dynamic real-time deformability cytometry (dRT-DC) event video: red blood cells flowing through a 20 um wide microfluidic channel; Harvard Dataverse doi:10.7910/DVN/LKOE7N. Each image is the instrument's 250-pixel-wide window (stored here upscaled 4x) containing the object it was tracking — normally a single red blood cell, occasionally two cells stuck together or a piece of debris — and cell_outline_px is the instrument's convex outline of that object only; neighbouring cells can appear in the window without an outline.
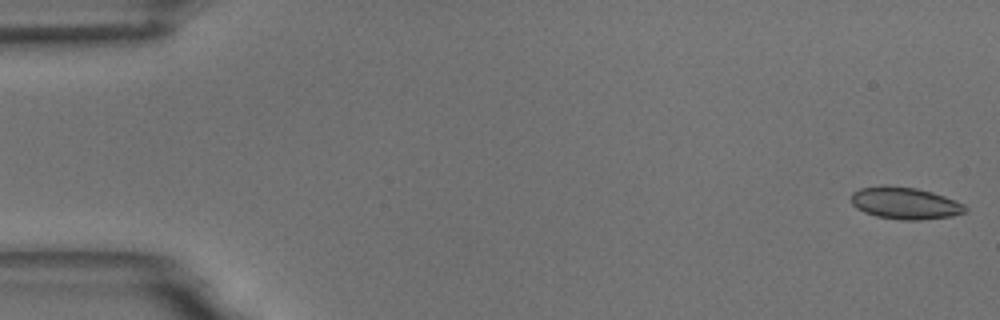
{"species": "common noctule bat (a hibernating species)", "species_latin": "Nyctalus noctula", "temperature_condition": "room temperature", "stored_images_in_passage": 55, "camera_frame_rate_fps": 3000, "um_per_image_px": 0.085, "animal": {"sex": "male", "body_mass_g": 18.8}, "frame": {"image": 1, "passage_image": 1, "time_ms": 0.0, "image_size_px": [1000, 320], "cell_outline_px": [[968, 208], [964, 212], [952, 216], [920, 220], [900, 220], [876, 216], [864, 212], [856, 208], [852, 204], [852, 192], [860, 188], [916, 188], [932, 192], [944, 196], [964, 204]], "centroid_in_image_um": [76.96, 17.32], "position_along_channel_um": 8.0, "area_um2": 20.58}}
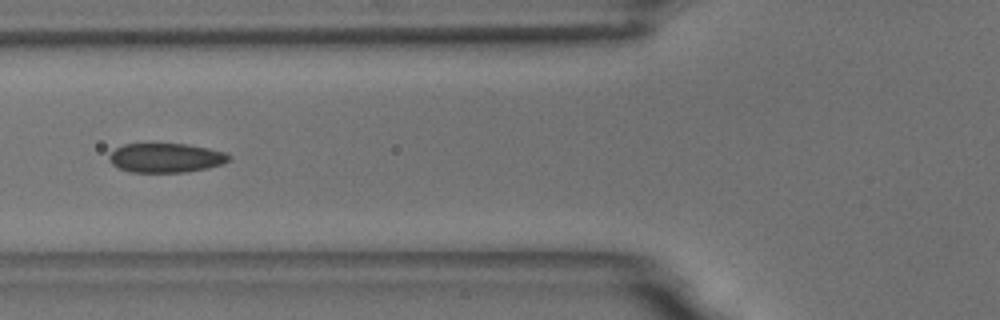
{"frame": {"image": 2, "passage_image": 21, "time_ms": 6.667, "image_size_px": [1000, 320], "cell_outline_px": [[232, 156], [224, 164], [208, 168], [184, 172], [132, 172], [120, 168], [112, 164], [108, 156], [116, 148], [124, 144], [188, 144], [208, 148], [224, 152]], "centroid_in_image_um": [14.12, 13.41], "position_along_channel_um": 111.7, "area_um2": 20.35}}
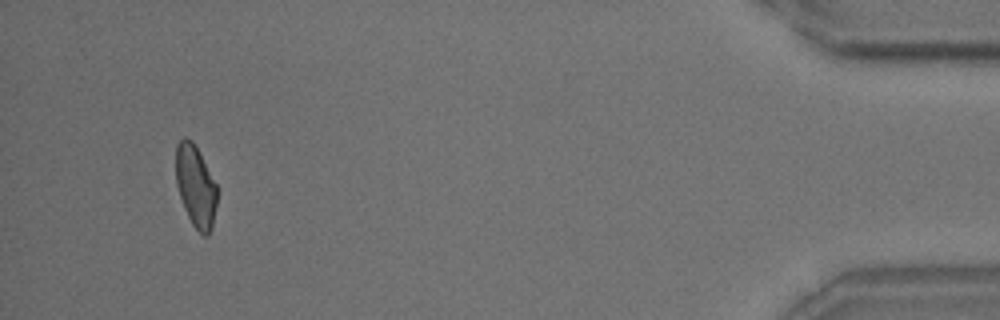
{"frame": {"image": 3, "passage_image": 52, "time_ms": 17.0, "image_size_px": [1000, 320], "cell_outline_px": [[216, 204], [212, 228], [208, 236], [204, 236], [192, 224], [184, 208], [176, 184], [176, 144], [184, 136], [192, 140], [216, 184]], "centroid_in_image_um": [16.61, 15.83], "position_along_channel_um": 418.6, "area_um2": 19.36}, "authors_computed_cell_mechanics": {"area_um2": 20.808, "velocity_mm_per_s": 3.6766, "shape_relaxation_time_tau1_ms": null, "shape_relaxation_time_tau2_ms": 2.0324, "deformation_change_tau1": null, "deformation_change_tau2": 0.0749}}